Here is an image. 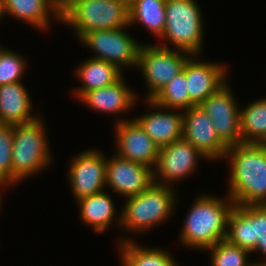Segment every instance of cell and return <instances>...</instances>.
<instances>
[{"label":"cell","instance_id":"cell-1","mask_svg":"<svg viewBox=\"0 0 266 266\" xmlns=\"http://www.w3.org/2000/svg\"><path fill=\"white\" fill-rule=\"evenodd\" d=\"M229 159L228 196L235 205L266 203V145L239 143L228 146L224 159Z\"/></svg>","mask_w":266,"mask_h":266},{"label":"cell","instance_id":"cell-2","mask_svg":"<svg viewBox=\"0 0 266 266\" xmlns=\"http://www.w3.org/2000/svg\"><path fill=\"white\" fill-rule=\"evenodd\" d=\"M202 194L188 210L180 236L182 245L195 250H207L227 236L228 217L235 205L226 195Z\"/></svg>","mask_w":266,"mask_h":266},{"label":"cell","instance_id":"cell-3","mask_svg":"<svg viewBox=\"0 0 266 266\" xmlns=\"http://www.w3.org/2000/svg\"><path fill=\"white\" fill-rule=\"evenodd\" d=\"M49 144L40 114L33 121L13 125V185L46 170L52 161Z\"/></svg>","mask_w":266,"mask_h":266},{"label":"cell","instance_id":"cell-4","mask_svg":"<svg viewBox=\"0 0 266 266\" xmlns=\"http://www.w3.org/2000/svg\"><path fill=\"white\" fill-rule=\"evenodd\" d=\"M175 194L171 186L153 182L137 196L126 198L119 226L123 230L139 235L152 226L165 223L175 210V200H177Z\"/></svg>","mask_w":266,"mask_h":266},{"label":"cell","instance_id":"cell-5","mask_svg":"<svg viewBox=\"0 0 266 266\" xmlns=\"http://www.w3.org/2000/svg\"><path fill=\"white\" fill-rule=\"evenodd\" d=\"M165 10V29L159 40L200 57L204 46V22L196 0H166Z\"/></svg>","mask_w":266,"mask_h":266},{"label":"cell","instance_id":"cell-6","mask_svg":"<svg viewBox=\"0 0 266 266\" xmlns=\"http://www.w3.org/2000/svg\"><path fill=\"white\" fill-rule=\"evenodd\" d=\"M61 22L80 39L95 30L129 27V7L117 0H79L61 16Z\"/></svg>","mask_w":266,"mask_h":266},{"label":"cell","instance_id":"cell-7","mask_svg":"<svg viewBox=\"0 0 266 266\" xmlns=\"http://www.w3.org/2000/svg\"><path fill=\"white\" fill-rule=\"evenodd\" d=\"M158 44H142L139 52L136 68L142 72L148 87L145 100H150L180 73L191 56L190 53L174 49L165 43L164 46L163 43Z\"/></svg>","mask_w":266,"mask_h":266},{"label":"cell","instance_id":"cell-8","mask_svg":"<svg viewBox=\"0 0 266 266\" xmlns=\"http://www.w3.org/2000/svg\"><path fill=\"white\" fill-rule=\"evenodd\" d=\"M125 28L95 30L84 34L79 42L95 52L91 58L114 64L121 71L124 66L136 68L143 43H138Z\"/></svg>","mask_w":266,"mask_h":266},{"label":"cell","instance_id":"cell-9","mask_svg":"<svg viewBox=\"0 0 266 266\" xmlns=\"http://www.w3.org/2000/svg\"><path fill=\"white\" fill-rule=\"evenodd\" d=\"M199 158L208 160L183 137L161 147L153 170L154 183L173 187V182L180 181L195 172L198 160H201Z\"/></svg>","mask_w":266,"mask_h":266},{"label":"cell","instance_id":"cell-10","mask_svg":"<svg viewBox=\"0 0 266 266\" xmlns=\"http://www.w3.org/2000/svg\"><path fill=\"white\" fill-rule=\"evenodd\" d=\"M72 158L67 176L76 201L104 191L107 157L98 149H87Z\"/></svg>","mask_w":266,"mask_h":266},{"label":"cell","instance_id":"cell-11","mask_svg":"<svg viewBox=\"0 0 266 266\" xmlns=\"http://www.w3.org/2000/svg\"><path fill=\"white\" fill-rule=\"evenodd\" d=\"M231 90L226 82L200 104L227 146L241 143L240 109Z\"/></svg>","mask_w":266,"mask_h":266},{"label":"cell","instance_id":"cell-12","mask_svg":"<svg viewBox=\"0 0 266 266\" xmlns=\"http://www.w3.org/2000/svg\"><path fill=\"white\" fill-rule=\"evenodd\" d=\"M116 154L123 159L143 164L152 170L157 164L160 148L135 119L117 118L115 121Z\"/></svg>","mask_w":266,"mask_h":266},{"label":"cell","instance_id":"cell-13","mask_svg":"<svg viewBox=\"0 0 266 266\" xmlns=\"http://www.w3.org/2000/svg\"><path fill=\"white\" fill-rule=\"evenodd\" d=\"M183 111L182 137L211 162L223 159L228 146L217 135L205 110L198 105Z\"/></svg>","mask_w":266,"mask_h":266},{"label":"cell","instance_id":"cell-14","mask_svg":"<svg viewBox=\"0 0 266 266\" xmlns=\"http://www.w3.org/2000/svg\"><path fill=\"white\" fill-rule=\"evenodd\" d=\"M106 186L123 198L137 196L153 181V170L143 164L123 159L117 154L107 158Z\"/></svg>","mask_w":266,"mask_h":266},{"label":"cell","instance_id":"cell-15","mask_svg":"<svg viewBox=\"0 0 266 266\" xmlns=\"http://www.w3.org/2000/svg\"><path fill=\"white\" fill-rule=\"evenodd\" d=\"M191 55L184 64L189 94V108L200 105L227 81V67L217 62H202Z\"/></svg>","mask_w":266,"mask_h":266},{"label":"cell","instance_id":"cell-16","mask_svg":"<svg viewBox=\"0 0 266 266\" xmlns=\"http://www.w3.org/2000/svg\"><path fill=\"white\" fill-rule=\"evenodd\" d=\"M146 103L153 111H156L134 118L159 148L181 139L183 136V111L160 107L151 100H146Z\"/></svg>","mask_w":266,"mask_h":266},{"label":"cell","instance_id":"cell-17","mask_svg":"<svg viewBox=\"0 0 266 266\" xmlns=\"http://www.w3.org/2000/svg\"><path fill=\"white\" fill-rule=\"evenodd\" d=\"M138 95L124 80V75L115 83L85 92L79 99L94 111L106 114L129 112L136 104Z\"/></svg>","mask_w":266,"mask_h":266},{"label":"cell","instance_id":"cell-18","mask_svg":"<svg viewBox=\"0 0 266 266\" xmlns=\"http://www.w3.org/2000/svg\"><path fill=\"white\" fill-rule=\"evenodd\" d=\"M0 5L2 19L9 14L41 31L50 29L51 15L61 23L56 0H0Z\"/></svg>","mask_w":266,"mask_h":266},{"label":"cell","instance_id":"cell-19","mask_svg":"<svg viewBox=\"0 0 266 266\" xmlns=\"http://www.w3.org/2000/svg\"><path fill=\"white\" fill-rule=\"evenodd\" d=\"M25 87L22 82L0 86V123L22 124L38 117L32 113L33 104Z\"/></svg>","mask_w":266,"mask_h":266},{"label":"cell","instance_id":"cell-20","mask_svg":"<svg viewBox=\"0 0 266 266\" xmlns=\"http://www.w3.org/2000/svg\"><path fill=\"white\" fill-rule=\"evenodd\" d=\"M77 203L80 208V219L94 231L106 232L115 220L117 225H121V213L120 216H116L114 200L109 192L102 191L90 195L78 200Z\"/></svg>","mask_w":266,"mask_h":266},{"label":"cell","instance_id":"cell-21","mask_svg":"<svg viewBox=\"0 0 266 266\" xmlns=\"http://www.w3.org/2000/svg\"><path fill=\"white\" fill-rule=\"evenodd\" d=\"M75 71L78 80L82 81L81 87L73 91L78 99L85 92L109 86L124 75V71L116 65L91 57L81 63Z\"/></svg>","mask_w":266,"mask_h":266},{"label":"cell","instance_id":"cell-22","mask_svg":"<svg viewBox=\"0 0 266 266\" xmlns=\"http://www.w3.org/2000/svg\"><path fill=\"white\" fill-rule=\"evenodd\" d=\"M118 244L120 259L128 266H179L167 250L141 247L132 239L124 237L120 238Z\"/></svg>","mask_w":266,"mask_h":266},{"label":"cell","instance_id":"cell-23","mask_svg":"<svg viewBox=\"0 0 266 266\" xmlns=\"http://www.w3.org/2000/svg\"><path fill=\"white\" fill-rule=\"evenodd\" d=\"M226 239L252 253L257 244L253 231V205L233 206L228 217Z\"/></svg>","mask_w":266,"mask_h":266},{"label":"cell","instance_id":"cell-24","mask_svg":"<svg viewBox=\"0 0 266 266\" xmlns=\"http://www.w3.org/2000/svg\"><path fill=\"white\" fill-rule=\"evenodd\" d=\"M166 0H134L129 7V24L136 23L160 39L165 29Z\"/></svg>","mask_w":266,"mask_h":266},{"label":"cell","instance_id":"cell-25","mask_svg":"<svg viewBox=\"0 0 266 266\" xmlns=\"http://www.w3.org/2000/svg\"><path fill=\"white\" fill-rule=\"evenodd\" d=\"M241 143L264 144L266 142V98L240 109Z\"/></svg>","mask_w":266,"mask_h":266},{"label":"cell","instance_id":"cell-26","mask_svg":"<svg viewBox=\"0 0 266 266\" xmlns=\"http://www.w3.org/2000/svg\"><path fill=\"white\" fill-rule=\"evenodd\" d=\"M155 104L167 109L187 110L189 109V94L187 91V80L183 70L172 78L151 99Z\"/></svg>","mask_w":266,"mask_h":266},{"label":"cell","instance_id":"cell-27","mask_svg":"<svg viewBox=\"0 0 266 266\" xmlns=\"http://www.w3.org/2000/svg\"><path fill=\"white\" fill-rule=\"evenodd\" d=\"M206 251L211 252V266H251L254 262H249L250 251L240 248L228 239H221Z\"/></svg>","mask_w":266,"mask_h":266},{"label":"cell","instance_id":"cell-28","mask_svg":"<svg viewBox=\"0 0 266 266\" xmlns=\"http://www.w3.org/2000/svg\"><path fill=\"white\" fill-rule=\"evenodd\" d=\"M13 124L0 123V186H13ZM5 186V187H4Z\"/></svg>","mask_w":266,"mask_h":266},{"label":"cell","instance_id":"cell-29","mask_svg":"<svg viewBox=\"0 0 266 266\" xmlns=\"http://www.w3.org/2000/svg\"><path fill=\"white\" fill-rule=\"evenodd\" d=\"M24 59V56L14 50L0 47V86L21 82L27 68Z\"/></svg>","mask_w":266,"mask_h":266},{"label":"cell","instance_id":"cell-30","mask_svg":"<svg viewBox=\"0 0 266 266\" xmlns=\"http://www.w3.org/2000/svg\"><path fill=\"white\" fill-rule=\"evenodd\" d=\"M253 231L257 244L252 253L256 254L260 251L265 259L259 263L266 265V207L264 205H253Z\"/></svg>","mask_w":266,"mask_h":266},{"label":"cell","instance_id":"cell-31","mask_svg":"<svg viewBox=\"0 0 266 266\" xmlns=\"http://www.w3.org/2000/svg\"><path fill=\"white\" fill-rule=\"evenodd\" d=\"M77 1L79 0H56L59 14L62 16Z\"/></svg>","mask_w":266,"mask_h":266},{"label":"cell","instance_id":"cell-32","mask_svg":"<svg viewBox=\"0 0 266 266\" xmlns=\"http://www.w3.org/2000/svg\"><path fill=\"white\" fill-rule=\"evenodd\" d=\"M119 2H122L127 7H130L134 0H117Z\"/></svg>","mask_w":266,"mask_h":266},{"label":"cell","instance_id":"cell-33","mask_svg":"<svg viewBox=\"0 0 266 266\" xmlns=\"http://www.w3.org/2000/svg\"><path fill=\"white\" fill-rule=\"evenodd\" d=\"M251 266H266L265 264L259 263L258 261L254 262Z\"/></svg>","mask_w":266,"mask_h":266},{"label":"cell","instance_id":"cell-34","mask_svg":"<svg viewBox=\"0 0 266 266\" xmlns=\"http://www.w3.org/2000/svg\"><path fill=\"white\" fill-rule=\"evenodd\" d=\"M0 189L2 190L1 186H0ZM1 190H0V191H1ZM1 199H2V196H1V192H0V205H1V202H2ZM0 207H1V206H0ZM0 209H1V208H0Z\"/></svg>","mask_w":266,"mask_h":266},{"label":"cell","instance_id":"cell-35","mask_svg":"<svg viewBox=\"0 0 266 266\" xmlns=\"http://www.w3.org/2000/svg\"><path fill=\"white\" fill-rule=\"evenodd\" d=\"M122 266H128L123 260H121Z\"/></svg>","mask_w":266,"mask_h":266},{"label":"cell","instance_id":"cell-36","mask_svg":"<svg viewBox=\"0 0 266 266\" xmlns=\"http://www.w3.org/2000/svg\"><path fill=\"white\" fill-rule=\"evenodd\" d=\"M0 20H2V16H1V5H0Z\"/></svg>","mask_w":266,"mask_h":266}]
</instances>
